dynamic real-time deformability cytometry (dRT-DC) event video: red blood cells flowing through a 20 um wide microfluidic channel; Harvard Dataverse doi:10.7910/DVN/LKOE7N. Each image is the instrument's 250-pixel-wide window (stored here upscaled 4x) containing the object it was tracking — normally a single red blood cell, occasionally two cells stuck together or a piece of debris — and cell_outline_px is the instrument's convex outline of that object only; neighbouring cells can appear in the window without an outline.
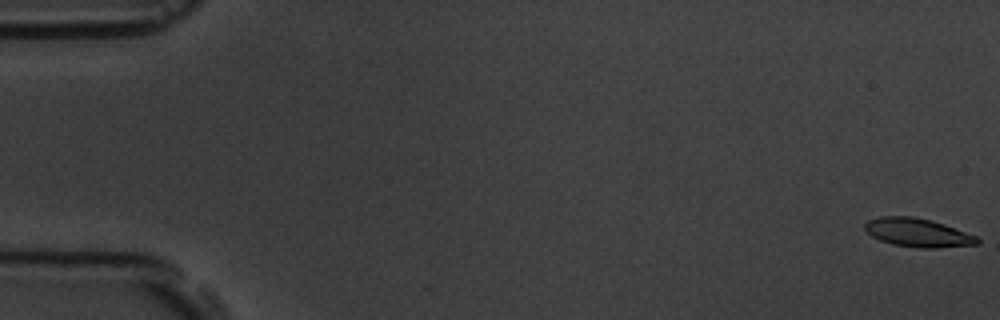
{"species": "common noctule bat (a hibernating species)", "species_latin": "Nyctalus noctula", "temperature_condition": "room temperature", "stored_images_in_passage": 7, "camera_frame_rate_fps": 3000, "um_per_image_px": 0.085, "animal": {"sex": "male", "body_mass_g": 19.5, "forearm_length_mm": 54.6}, "frame": {"image": 1, "passage_image": 1, "time_ms": 0.0, "image_size_px": [1000, 320], "cell_outline_px": [[980, 244], [936, 248], [916, 248], [892, 244], [880, 240], [872, 236], [864, 228], [864, 224], [868, 220], [880, 216], [912, 216], [932, 220], [944, 224], [976, 236], [980, 240]], "centroid_in_image_um": [78.0, 19.77], "position_along_channel_um": 7.0, "area_um2": 18.79}}
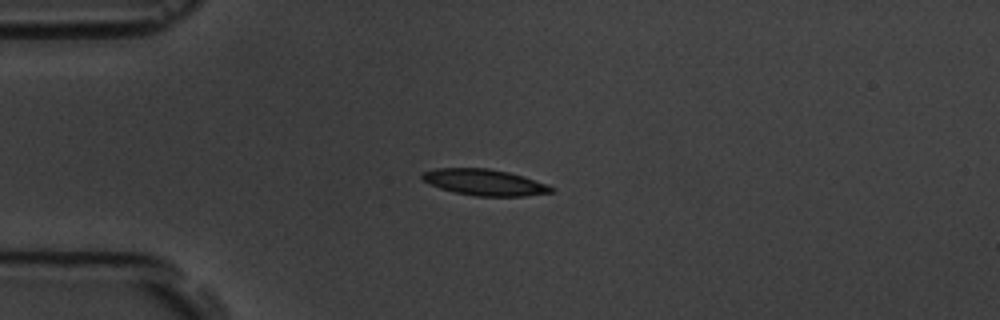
{"frame": {"image": 2, "passage_image": 5, "time_ms": 4.667, "image_size_px": [1000, 320], "cell_outline_px": [[556, 188], [552, 192], [524, 196], [476, 196], [456, 192], [440, 188], [424, 180], [420, 176], [424, 172], [436, 168], [488, 168], [508, 172], [524, 176], [548, 184]], "centroid_in_image_um": [41.24, 15.49], "position_along_channel_um": 43.8, "area_um2": 19.59}}
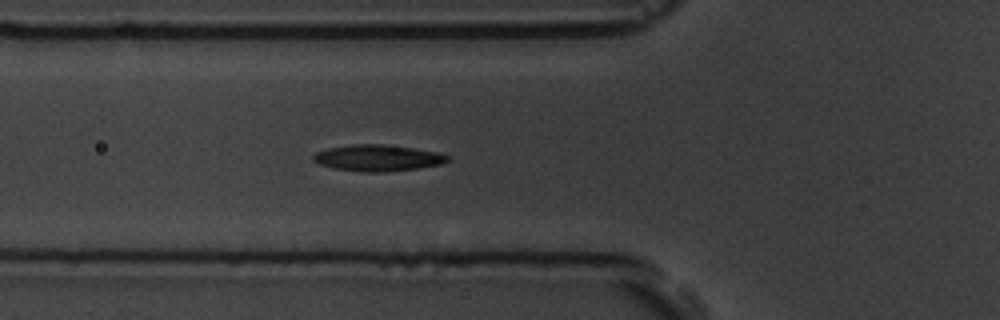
{"frame": {"image": 3, "passage_image": 7, "time_ms": 6.667, "image_size_px": [1000, 320], "cell_outline_px": [[448, 160], [440, 164], [416, 168], [380, 172], [360, 172], [332, 168], [320, 164], [312, 160], [312, 156], [316, 152], [328, 148], [352, 144], [380, 144], [412, 148], [436, 152], [448, 156]], "centroid_in_image_um": [32.02, 13.42], "position_along_channel_um": 93.8, "area_um2": 20.35}}